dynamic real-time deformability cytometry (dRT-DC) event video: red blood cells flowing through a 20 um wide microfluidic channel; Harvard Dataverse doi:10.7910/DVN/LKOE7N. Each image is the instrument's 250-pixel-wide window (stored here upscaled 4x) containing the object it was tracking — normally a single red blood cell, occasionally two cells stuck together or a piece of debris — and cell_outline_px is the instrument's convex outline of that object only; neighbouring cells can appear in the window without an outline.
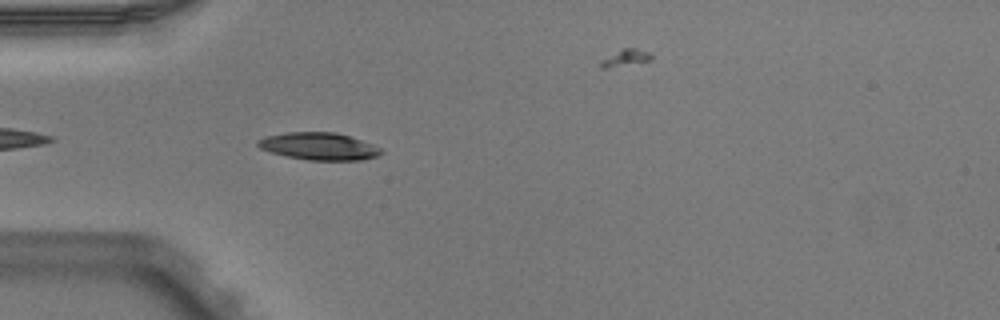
{"species": "Egyptian fruit bat (a non-hibernating species)", "species_latin": "Rousettus aegyptiacus", "temperature_condition": "warm", "stored_images_in_passage": 4, "segment_of_instrument_passage": [2, 2], "camera_frame_rate_fps": 3000, "um_per_image_px": 0.085, "animal": {"sex": "male"}, "frame": {"image": 1, "passage_image": 4, "time_ms": 1.0, "image_size_px": [1000, 320], "cell_outline_px": [[384, 152], [376, 156], [360, 160], [308, 160], [288, 156], [272, 152], [260, 148], [256, 144], [256, 140], [268, 136], [288, 132], [336, 132], [372, 144], [380, 148]], "centroid_in_image_um": [27.11, 12.43], "position_along_channel_um": 57.9, "area_um2": 19.36}}